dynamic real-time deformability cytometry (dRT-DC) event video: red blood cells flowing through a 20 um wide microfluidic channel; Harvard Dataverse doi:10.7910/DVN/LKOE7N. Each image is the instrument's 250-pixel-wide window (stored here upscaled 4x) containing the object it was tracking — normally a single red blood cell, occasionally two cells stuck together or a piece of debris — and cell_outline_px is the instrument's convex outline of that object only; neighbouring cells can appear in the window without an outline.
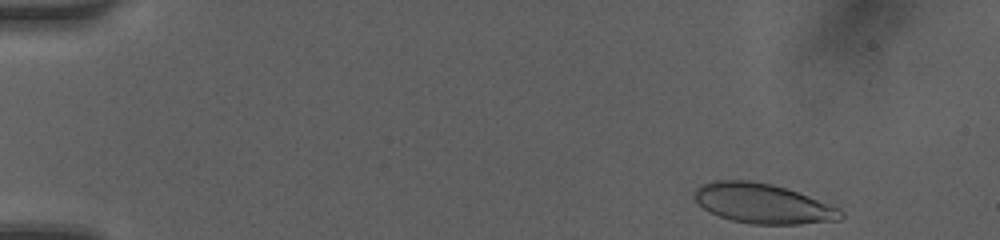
{"species": "human", "species_latin": "Homo sapiens", "temperature_condition": "room temperature", "stored_images_in_passage": 44, "camera_frame_rate_fps": 3000, "um_per_image_px": 0.085, "donor": {"sex": "female"}, "frame": {"image": 1, "passage_image": 1, "time_ms": 0.0, "image_size_px": [1000, 240], "cell_outline_px": [[844, 216], [840, 220], [800, 224], [752, 224], [732, 220], [720, 216], [704, 208], [696, 200], [692, 192], [700, 184], [712, 180], [752, 180], [772, 184], [808, 196], [840, 208], [844, 212]], "centroid_in_image_um": [64.84, 17.29], "position_along_channel_um": 20.2, "area_um2": 33.93}}
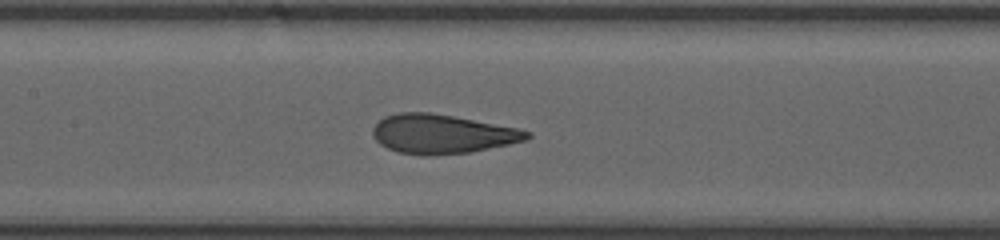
{"frame": {"image": 2, "passage_image": 20, "time_ms": 6.333, "image_size_px": [1000, 240], "cell_outline_px": [[532, 136], [528, 140], [468, 152], [432, 156], [424, 156], [400, 152], [388, 148], [380, 144], [376, 140], [372, 132], [372, 128], [384, 116], [400, 112], [428, 112], [452, 116], [516, 128], [532, 132]], "centroid_in_image_um": [37.56, 11.39], "position_along_channel_um": 169.8, "area_um2": 34.91}}
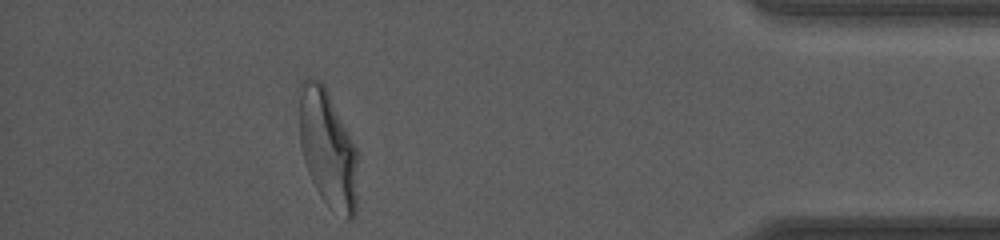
{"frame": {"image": 3, "passage_image": 39, "time_ms": 12.667, "image_size_px": [1000, 240], "cell_outline_px": [[356, 212], [352, 220], [344, 220], [328, 208], [320, 196], [308, 172], [304, 160], [300, 144], [300, 80], [308, 76], [312, 76], [320, 80], [324, 84], [356, 148]], "centroid_in_image_um": [27.85, 12.66], "position_along_channel_um": 407.4, "area_um2": 40.11}, "authors_computed_cell_mechanics": {"area_um2": 35.1135, "velocity_mm_per_s": 4.21, "shape_relaxation_time_tau1_ms": 4.0686, "shape_relaxation_time_tau2_ms": 0.6404, "deformation_change_tau1": 0.2006, "deformation_change_tau2": 0.0739}}